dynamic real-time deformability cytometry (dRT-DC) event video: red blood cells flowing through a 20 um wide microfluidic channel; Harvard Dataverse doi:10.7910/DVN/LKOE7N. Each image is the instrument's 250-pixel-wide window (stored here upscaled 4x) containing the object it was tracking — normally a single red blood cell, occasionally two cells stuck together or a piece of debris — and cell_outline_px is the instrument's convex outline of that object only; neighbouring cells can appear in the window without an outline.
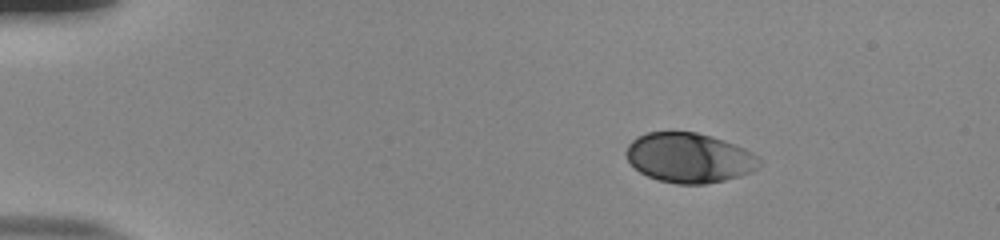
{"species": "human", "species_latin": "Homo sapiens", "temperature_condition": "room temperature", "stored_images_in_passage": 46, "camera_frame_rate_fps": 3000, "um_per_image_px": 0.085, "donor": {"sex": "male"}, "frame": {"image": 1, "passage_image": 1, "time_ms": 0.0, "image_size_px": [1000, 240], "cell_outline_px": [[764, 160], [756, 168], [748, 172], [724, 180], [704, 184], [676, 184], [656, 180], [640, 172], [628, 160], [624, 152], [628, 144], [636, 136], [648, 132], [696, 132], [712, 136], [724, 140], [744, 148], [760, 156]], "centroid_in_image_um": [58.57, 13.4], "position_along_channel_um": 26.4, "area_um2": 38.73}}
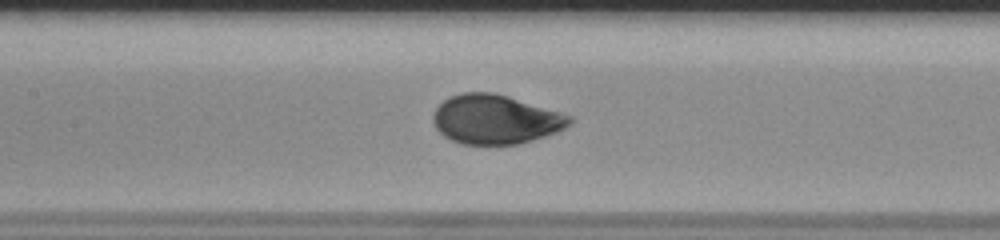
{"frame": {"image": 2, "passage_image": 19, "time_ms": 6.0, "image_size_px": [1000, 240], "cell_outline_px": [[572, 120], [564, 128], [556, 132], [520, 144], [464, 144], [452, 140], [444, 136], [436, 128], [432, 120], [432, 116], [436, 108], [444, 100], [452, 96], [464, 92], [492, 92], [508, 96], [560, 112], [572, 116]], "centroid_in_image_um": [42.09, 10.14], "position_along_channel_um": 165.3, "area_um2": 38.84}}
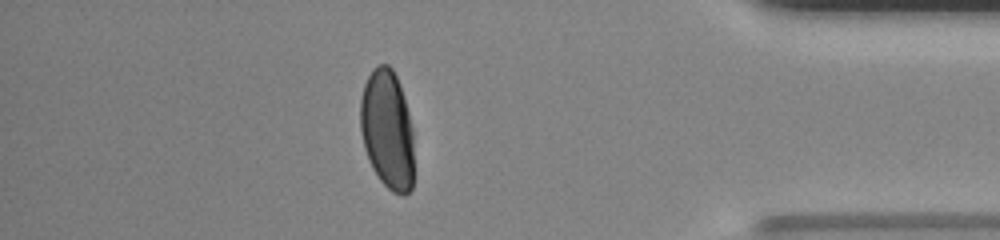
{"frame": {"image": 3, "passage_image": 40, "time_ms": 13.0, "image_size_px": [1000, 240], "cell_outline_px": [[412, 188], [404, 196], [400, 196], [392, 192], [380, 180], [372, 168], [368, 160], [364, 148], [360, 132], [360, 100], [364, 84], [372, 68], [376, 64], [388, 64], [392, 68], [396, 76], [408, 112], [412, 128]], "centroid_in_image_um": [32.89, 11.02], "position_along_channel_um": 402.3, "area_um2": 37.28}, "authors_computed_cell_mechanics": {"area_um2": 38.8127, "velocity_mm_per_s": 3.812, "shape_relaxation_time_tau1_ms": 3.3131, "shape_relaxation_time_tau2_ms": null, "deformation_change_tau1": 0.151, "deformation_change_tau2": null}}